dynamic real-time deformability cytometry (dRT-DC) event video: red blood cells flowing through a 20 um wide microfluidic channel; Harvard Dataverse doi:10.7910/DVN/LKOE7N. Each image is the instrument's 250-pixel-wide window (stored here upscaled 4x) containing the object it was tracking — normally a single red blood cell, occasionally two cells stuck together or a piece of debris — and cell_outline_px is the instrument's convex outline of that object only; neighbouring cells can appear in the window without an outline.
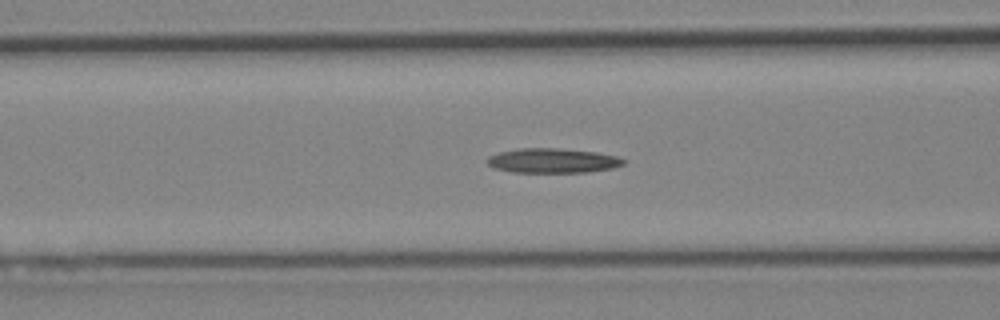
{"species": "Egyptian fruit bat (a non-hibernating species)", "species_latin": "Rousettus aegyptiacus", "temperature_condition": "cold", "stored_images_in_passage": 4, "camera_frame_rate_fps": 3000, "um_per_image_px": 0.085, "animal": {"sex": "female"}, "frame": {"image": 1, "passage_image": 3, "time_ms": 2.667, "image_size_px": [1000, 320], "cell_outline_px": [[624, 164], [612, 168], [588, 172], [512, 172], [496, 168], [488, 164], [484, 160], [488, 156], [500, 152], [520, 148], [556, 148], [596, 152], [616, 156], [624, 160]], "centroid_in_image_um": [46.94, 13.65], "position_along_channel_um": 119.7, "area_um2": 19.42}}